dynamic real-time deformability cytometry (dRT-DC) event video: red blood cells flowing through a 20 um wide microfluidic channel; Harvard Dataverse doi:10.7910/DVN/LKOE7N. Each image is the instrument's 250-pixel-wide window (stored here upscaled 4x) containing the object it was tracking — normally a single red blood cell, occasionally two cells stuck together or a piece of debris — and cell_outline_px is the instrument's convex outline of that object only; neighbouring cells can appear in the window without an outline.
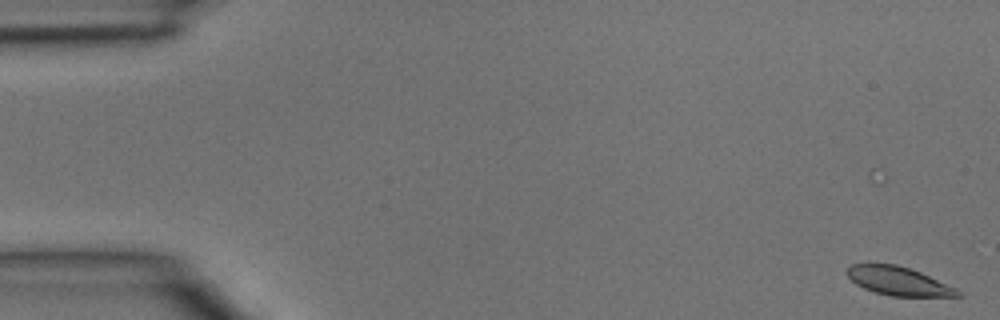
{"species": "common noctule bat (a hibernating species)", "species_latin": "Nyctalus noctula", "temperature_condition": "room temperature", "stored_images_in_passage": 5, "camera_frame_rate_fps": 3000, "um_per_image_px": 0.085, "animal": {"sex": "male", "body_mass_g": 15.6}, "frame": {"image": 1, "passage_image": 1, "time_ms": 0.0, "image_size_px": [1000, 320], "cell_outline_px": [[964, 296], [892, 296], [876, 292], [864, 288], [856, 284], [844, 272], [852, 264], [868, 260], [896, 264], [920, 272], [956, 288]], "centroid_in_image_um": [76.28, 23.84], "position_along_channel_um": 8.7, "area_um2": 18.79}}